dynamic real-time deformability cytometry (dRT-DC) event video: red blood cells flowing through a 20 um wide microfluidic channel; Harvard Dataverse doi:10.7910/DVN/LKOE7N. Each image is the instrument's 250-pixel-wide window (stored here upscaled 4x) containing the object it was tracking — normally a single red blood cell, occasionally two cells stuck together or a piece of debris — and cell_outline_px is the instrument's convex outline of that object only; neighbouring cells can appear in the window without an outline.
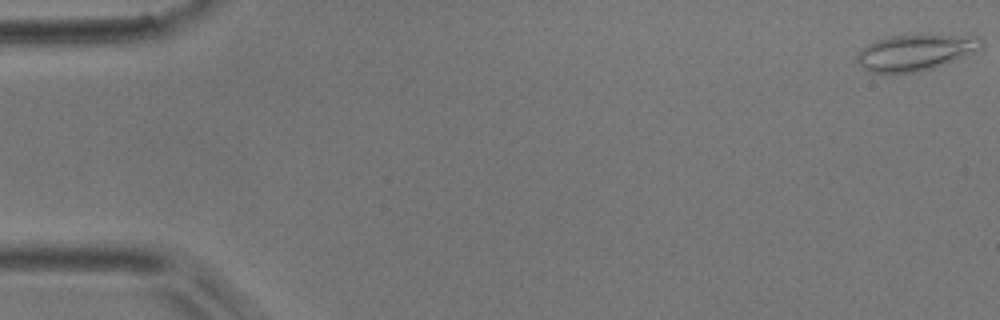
{"species": "common noctule bat (a hibernating species)", "species_latin": "Nyctalus noctula", "temperature_condition": "room temperature", "stored_images_in_passage": 52, "camera_frame_rate_fps": 3000, "um_per_image_px": 0.085, "animal": {"sex": "male", "body_mass_g": 17.9}, "frame": {"image": 1, "passage_image": 1, "time_ms": 0.0, "image_size_px": [1000, 320], "cell_outline_px": [[984, 44], [980, 48], [952, 60], [932, 68], [916, 72], [868, 72], [856, 60], [856, 56], [868, 44], [876, 40], [888, 36], [928, 32], [980, 36], [984, 40]], "centroid_in_image_um": [77.85, 4.38], "position_along_channel_um": 7.2, "area_um2": 26.53}}
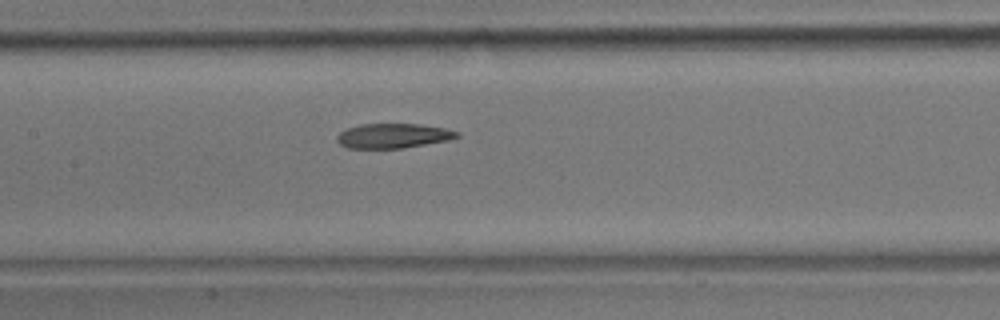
{"frame": {"image": 2, "passage_image": 25, "time_ms": 8.0, "image_size_px": [1000, 320], "cell_outline_px": [[460, 136], [448, 140], [404, 148], [348, 148], [340, 144], [336, 140], [336, 136], [340, 132], [348, 128], [360, 124], [420, 124], [444, 128], [460, 132]], "centroid_in_image_um": [33.42, 11.54], "position_along_channel_um": 174.0, "area_um2": 17.22}}
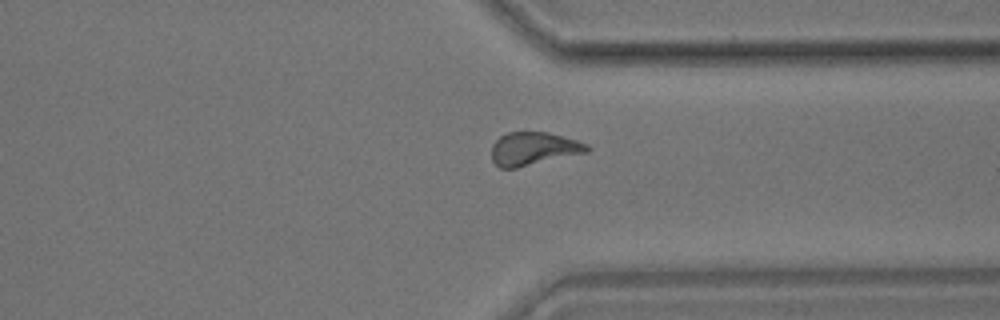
{"frame": {"image": 3, "passage_image": 40, "time_ms": 13.0, "image_size_px": [1000, 320], "cell_outline_px": [[592, 148], [588, 152], [516, 168], [500, 168], [492, 160], [492, 144], [500, 136], [508, 132], [548, 132], [576, 140], [588, 144]], "centroid_in_image_um": [45.36, 12.64], "position_along_channel_um": 366.0, "area_um2": 18.44}, "authors_computed_cell_mechanics": {"area_um2": 18.4671, "velocity_mm_per_s": 3.8568, "shape_relaxation_time_tau1_ms": null, "shape_relaxation_time_tau2_ms": 3.4399, "deformation_change_tau1": null, "deformation_change_tau2": 0.1165}}